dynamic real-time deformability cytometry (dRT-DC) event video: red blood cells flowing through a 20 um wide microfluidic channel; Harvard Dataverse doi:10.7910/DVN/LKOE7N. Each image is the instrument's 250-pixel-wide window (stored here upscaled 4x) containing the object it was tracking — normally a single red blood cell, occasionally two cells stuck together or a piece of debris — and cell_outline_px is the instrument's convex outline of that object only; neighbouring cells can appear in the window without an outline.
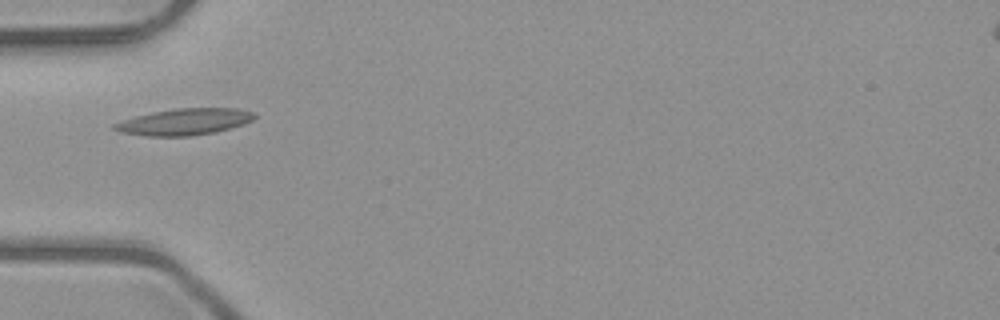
{"species": "common noctule bat (a hibernating species)", "species_latin": "Nyctalus noctula", "temperature_condition": "room temperature", "stored_images_in_passage": 35, "camera_frame_rate_fps": 3000, "um_per_image_px": 0.085, "animal": {"sex": "male", "body_mass_g": 23.1, "forearm_length_mm": 52.7}, "frame": {"image": 1, "passage_image": 1, "time_ms": 0.0, "image_size_px": [1000, 320], "cell_outline_px": [[256, 116], [252, 120], [244, 124], [216, 132], [192, 136], [144, 136], [120, 132], [112, 128], [112, 124], [136, 116], [152, 112], [176, 108], [236, 108], [256, 112]], "centroid_in_image_um": [15.69, 10.35], "position_along_channel_um": 69.3, "area_um2": 21.73}}
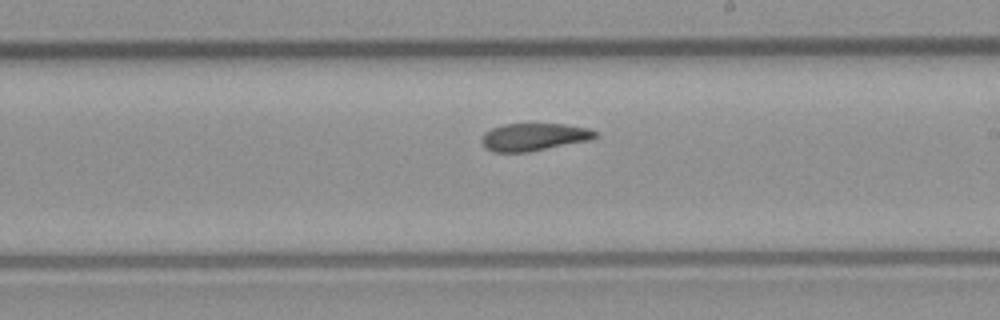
{"frame": {"image": 2, "passage_image": 14, "time_ms": 4.333, "image_size_px": [1000, 320], "cell_outline_px": [[596, 136], [592, 140], [528, 152], [492, 152], [484, 148], [480, 140], [484, 132], [492, 128], [504, 124], [564, 124], [588, 128], [596, 132]], "centroid_in_image_um": [45.34, 11.65], "position_along_channel_um": 243.7, "area_um2": 18.38}}
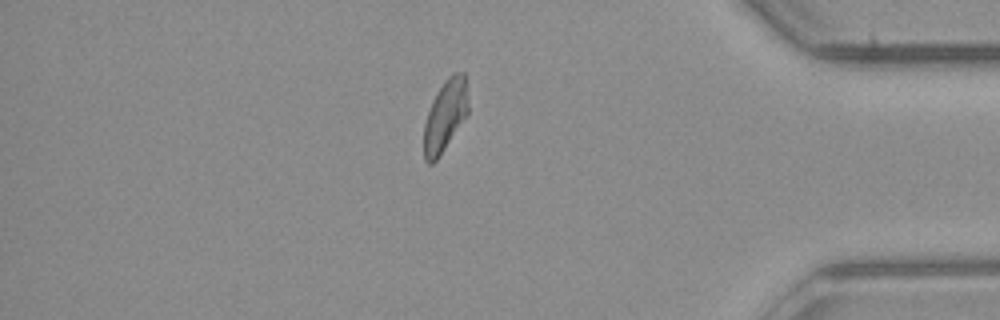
{"frame": {"image": 3, "passage_image": 28, "time_ms": 9.0, "image_size_px": [1000, 320], "cell_outline_px": [[468, 112], [436, 160], [432, 164], [428, 164], [424, 160], [424, 124], [432, 100], [436, 92], [444, 80], [452, 72], [464, 72], [468, 104]], "centroid_in_image_um": [37.82, 9.79], "position_along_channel_um": 397.4, "area_um2": 18.15}, "authors_computed_cell_mechanics": {"area_um2": 18.9006, "velocity_mm_per_s": 4.0105, "shape_relaxation_time_tau1_ms": 6.7367, "shape_relaxation_time_tau2_ms": 3.4277, "deformation_change_tau1": 0.1872, "deformation_change_tau2": 0.1135}}